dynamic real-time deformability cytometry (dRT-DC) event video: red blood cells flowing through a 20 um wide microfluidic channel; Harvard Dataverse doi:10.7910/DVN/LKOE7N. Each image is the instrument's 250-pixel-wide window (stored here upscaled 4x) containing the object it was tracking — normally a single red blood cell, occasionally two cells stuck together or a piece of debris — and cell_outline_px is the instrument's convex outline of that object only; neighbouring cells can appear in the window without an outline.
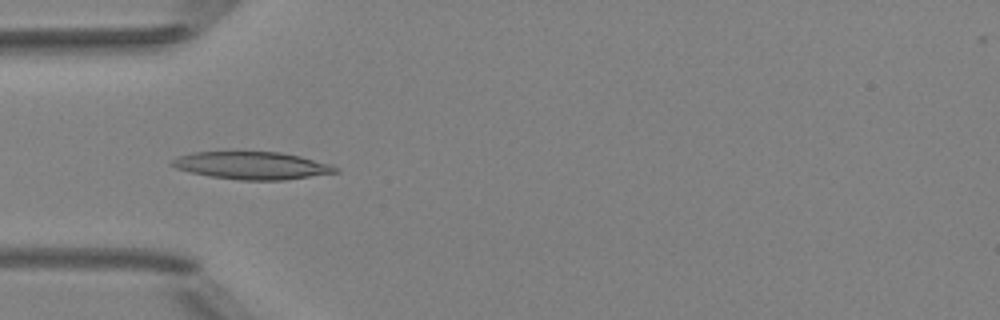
{"species": "Egyptian fruit bat (a non-hibernating species)", "species_latin": "Rousettus aegyptiacus", "temperature_condition": "room temperature", "stored_images_in_passage": 6, "camera_frame_rate_fps": 3000, "um_per_image_px": 0.085, "animal": {"sex": "female"}, "frame": {"image": 1, "passage_image": 5, "time_ms": 4.333, "image_size_px": [1000, 320], "cell_outline_px": [[340, 172], [284, 180], [240, 180], [208, 176], [176, 168], [168, 164], [172, 160], [180, 156], [192, 152], [280, 152], [300, 156], [328, 164], [340, 168]], "centroid_in_image_um": [21.42, 14.07], "position_along_channel_um": 63.6, "area_um2": 26.13}}
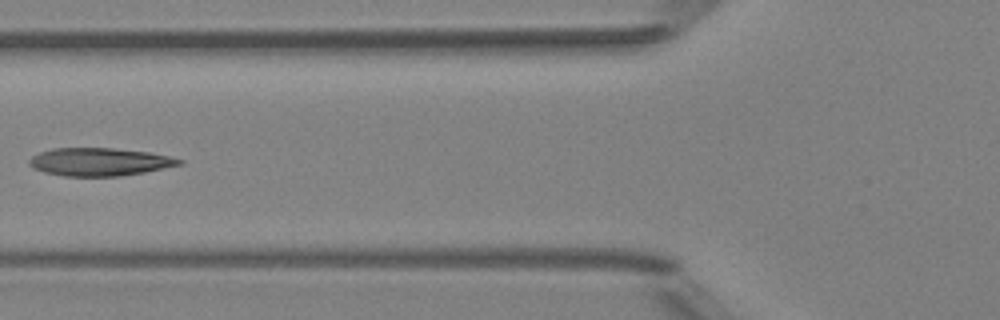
{"frame": {"image": 2, "passage_image": 6, "time_ms": 5.667, "image_size_px": [1000, 320], "cell_outline_px": [[184, 164], [144, 172], [120, 176], [64, 176], [44, 172], [32, 168], [28, 164], [28, 160], [32, 156], [40, 152], [52, 148], [112, 148], [148, 152], [168, 156], [184, 160]], "centroid_in_image_um": [8.44, 13.76], "position_along_channel_um": 117.4, "area_um2": 24.45}}